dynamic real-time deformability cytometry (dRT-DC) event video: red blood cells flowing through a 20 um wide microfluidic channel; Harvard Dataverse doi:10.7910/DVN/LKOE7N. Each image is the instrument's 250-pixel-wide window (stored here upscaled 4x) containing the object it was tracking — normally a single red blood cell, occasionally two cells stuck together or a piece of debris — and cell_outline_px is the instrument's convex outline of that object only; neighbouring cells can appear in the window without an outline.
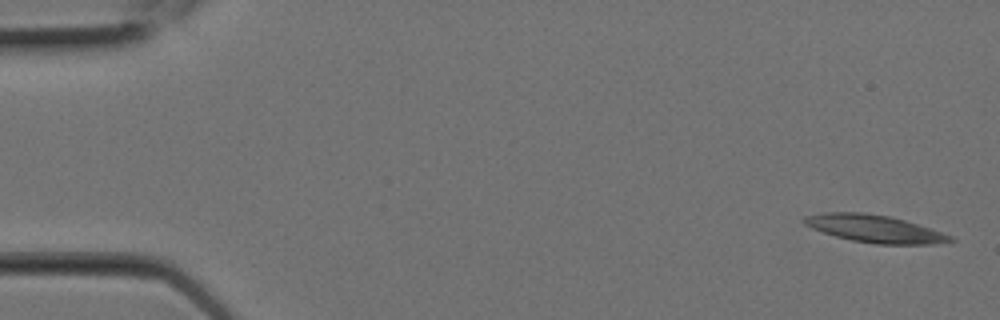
{"species": "Egyptian fruit bat (a non-hibernating species)", "species_latin": "Rousettus aegyptiacus", "temperature_condition": "room temperature", "stored_images_in_passage": 8, "camera_frame_rate_fps": 3000, "um_per_image_px": 0.085, "animal": {"sex": "female"}, "frame": {"image": 1, "passage_image": 1, "time_ms": 0.0, "image_size_px": [1000, 320], "cell_outline_px": [[956, 240], [932, 244], [876, 244], [852, 240], [836, 236], [812, 228], [804, 224], [800, 220], [804, 216], [824, 212], [860, 212], [888, 216], [904, 220], [952, 236]], "centroid_in_image_um": [74.28, 19.43], "position_along_channel_um": 10.7, "area_um2": 23.06}}
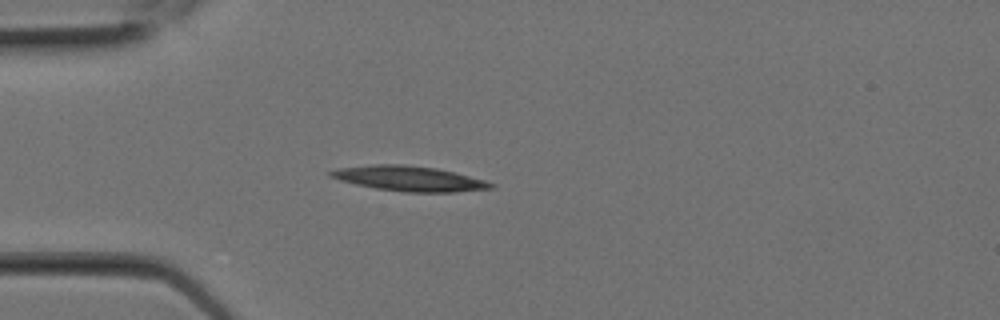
{"frame": {"image": 2, "passage_image": 6, "time_ms": 1.667, "image_size_px": [1000, 320], "cell_outline_px": [[496, 188], [456, 192], [404, 192], [376, 188], [356, 184], [340, 180], [328, 176], [328, 172], [340, 168], [372, 164], [404, 164], [436, 168], [484, 180], [496, 184]], "centroid_in_image_um": [34.8, 15.18], "position_along_channel_um": 50.2, "area_um2": 23.29}}
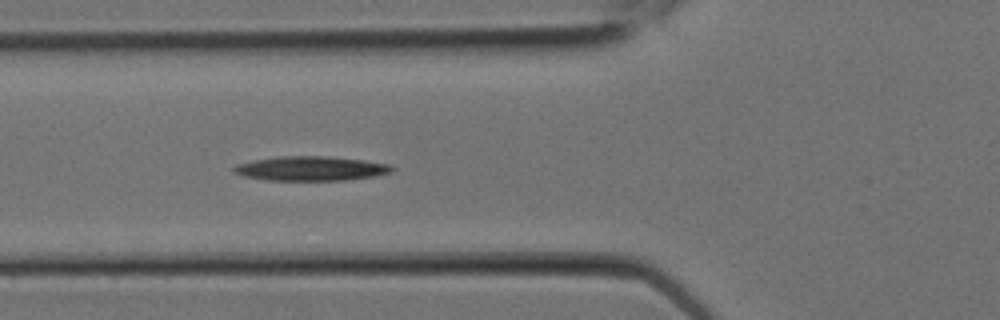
{"frame": {"image": 3, "passage_image": 8, "time_ms": 2.333, "image_size_px": [1000, 320], "cell_outline_px": [[396, 168], [392, 172], [372, 176], [344, 180], [268, 180], [244, 176], [232, 172], [232, 168], [236, 164], [252, 160], [276, 156], [324, 156], [364, 160], [392, 164]], "centroid_in_image_um": [26.41, 14.31], "position_along_channel_um": 99.4, "area_um2": 22.6}}